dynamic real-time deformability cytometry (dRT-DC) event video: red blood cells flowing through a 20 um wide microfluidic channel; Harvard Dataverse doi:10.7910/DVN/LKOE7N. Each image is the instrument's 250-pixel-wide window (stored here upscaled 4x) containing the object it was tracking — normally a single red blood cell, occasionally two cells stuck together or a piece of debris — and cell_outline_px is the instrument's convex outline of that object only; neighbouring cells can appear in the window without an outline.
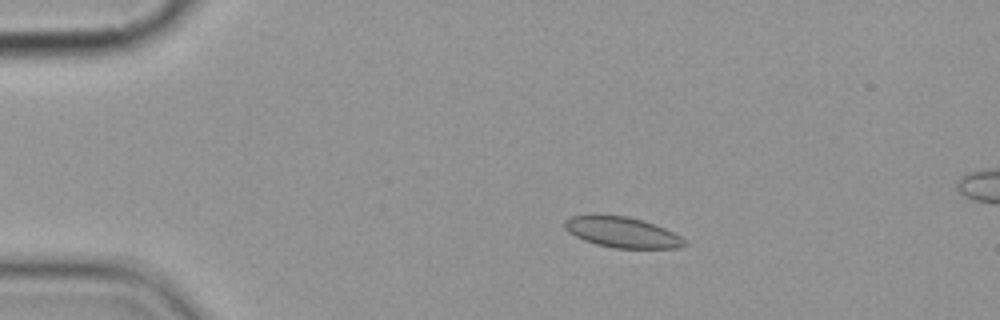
{"species": "common noctule bat (a hibernating species)", "species_latin": "Nyctalus noctula", "temperature_condition": "cold", "stored_images_in_passage": 5, "camera_frame_rate_fps": 3000, "um_per_image_px": 0.085, "animal": {"sex": "female", "body_mass_g": 19.9}, "frame": {"image": 1, "passage_image": 3, "time_ms": 2.333, "image_size_px": [1000, 320], "cell_outline_px": [[688, 244], [680, 248], [612, 248], [596, 244], [584, 240], [568, 232], [564, 228], [564, 220], [572, 216], [628, 216], [644, 220], [664, 228], [680, 236]], "centroid_in_image_um": [52.9, 19.76], "position_along_channel_um": 32.1, "area_um2": 21.15}}